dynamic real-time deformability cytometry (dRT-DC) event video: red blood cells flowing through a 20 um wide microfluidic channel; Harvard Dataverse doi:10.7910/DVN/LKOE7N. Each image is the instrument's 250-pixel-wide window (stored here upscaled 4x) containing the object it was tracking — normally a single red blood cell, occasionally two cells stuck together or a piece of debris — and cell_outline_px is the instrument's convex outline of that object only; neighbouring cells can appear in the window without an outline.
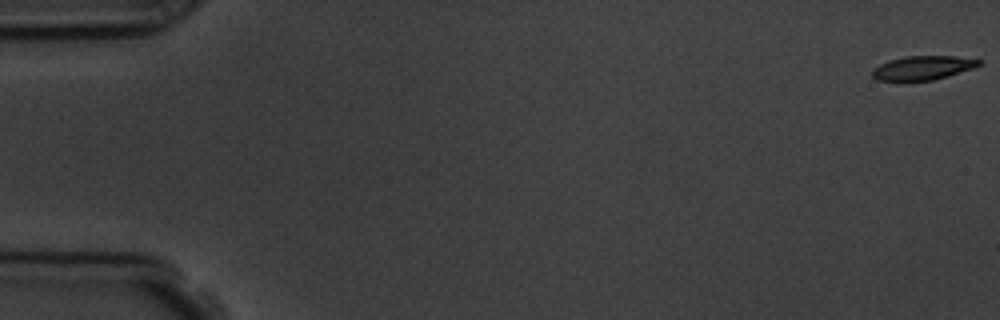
{"species": "common noctule bat (a hibernating species)", "species_latin": "Nyctalus noctula", "temperature_condition": "room temperature", "stored_images_in_passage": 7, "camera_frame_rate_fps": 3000, "um_per_image_px": 0.085, "animal": {"sex": "male", "body_mass_g": 19.5, "forearm_length_mm": 54.6}, "frame": {"image": 1, "passage_image": 1, "time_ms": 0.0, "image_size_px": [1000, 320], "cell_outline_px": [[980, 64], [972, 68], [948, 76], [932, 80], [908, 84], [904, 84], [876, 80], [872, 76], [872, 68], [888, 60], [904, 56], [956, 56], [980, 60]], "centroid_in_image_um": [78.3, 5.82], "position_along_channel_um": 6.7, "area_um2": 15.61}}
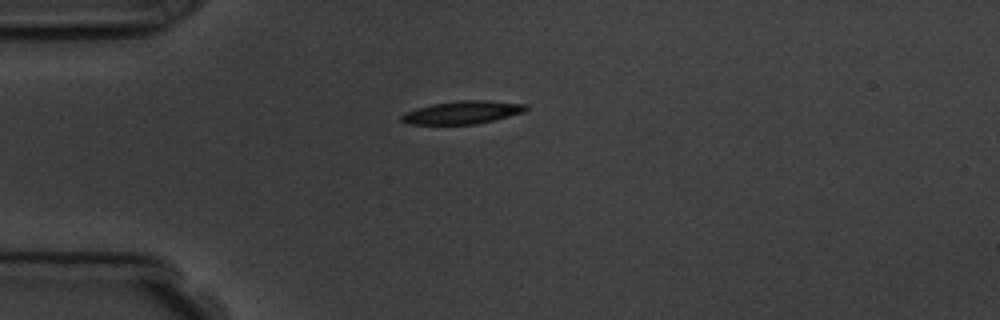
{"frame": {"image": 2, "passage_image": 5, "time_ms": 4.667, "image_size_px": [1000, 320], "cell_outline_px": [[528, 108], [524, 112], [476, 124], [408, 124], [400, 120], [400, 116], [404, 112], [416, 108], [432, 104], [460, 100], [488, 100], [528, 104]], "centroid_in_image_um": [39.29, 9.54], "position_along_channel_um": 45.7, "area_um2": 16.65}}
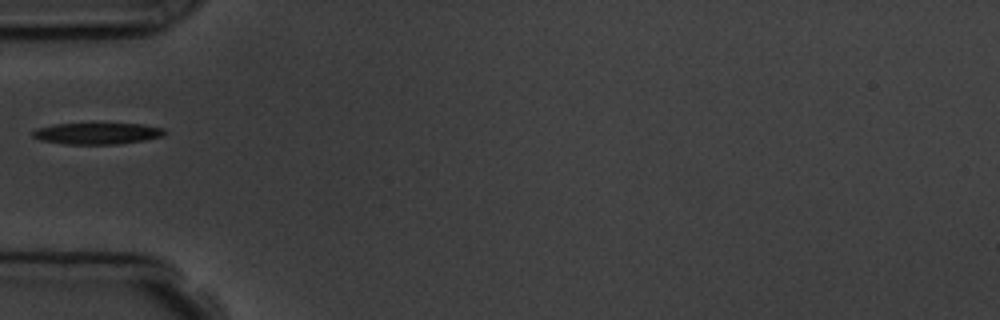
{"frame": {"image": 3, "passage_image": 6, "time_ms": 6.0, "image_size_px": [1000, 320], "cell_outline_px": [[168, 132], [160, 136], [144, 140], [116, 144], [64, 144], [40, 140], [32, 136], [32, 132], [36, 128], [52, 124], [140, 124], [164, 128]], "centroid_in_image_um": [8.22, 11.34], "position_along_channel_um": 76.8, "area_um2": 16.36}}